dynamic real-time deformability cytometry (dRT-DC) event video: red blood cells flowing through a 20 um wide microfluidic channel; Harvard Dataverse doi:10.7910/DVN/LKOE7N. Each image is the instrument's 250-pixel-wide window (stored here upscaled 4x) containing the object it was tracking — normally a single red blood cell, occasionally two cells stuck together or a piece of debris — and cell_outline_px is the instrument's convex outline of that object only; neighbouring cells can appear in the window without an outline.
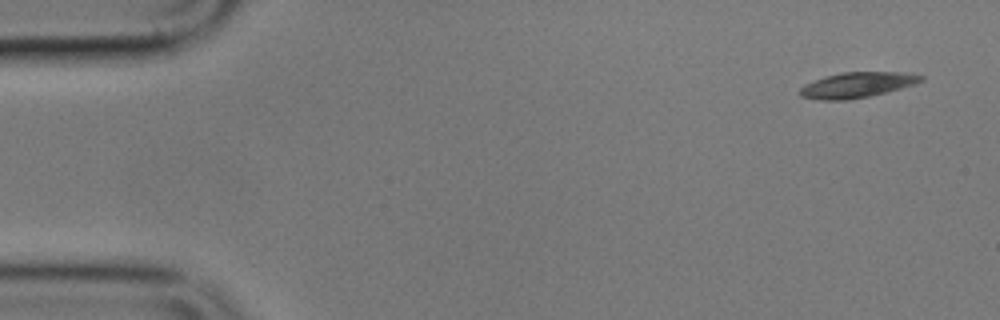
{"species": "common noctule bat (a hibernating species)", "species_latin": "Nyctalus noctula", "temperature_condition": "cold", "stored_images_in_passage": 5, "camera_frame_rate_fps": 3000, "um_per_image_px": 0.085, "animal": {"sex": "male", "body_mass_g": 17.9}, "frame": {"image": 1, "passage_image": 1, "time_ms": 0.0, "image_size_px": [1000, 320], "cell_outline_px": [[924, 80], [916, 84], [868, 96], [848, 100], [820, 100], [800, 96], [800, 88], [804, 84], [840, 72], [896, 72], [924, 76]], "centroid_in_image_um": [72.84, 7.22], "position_along_channel_um": 12.2, "area_um2": 17.63}}
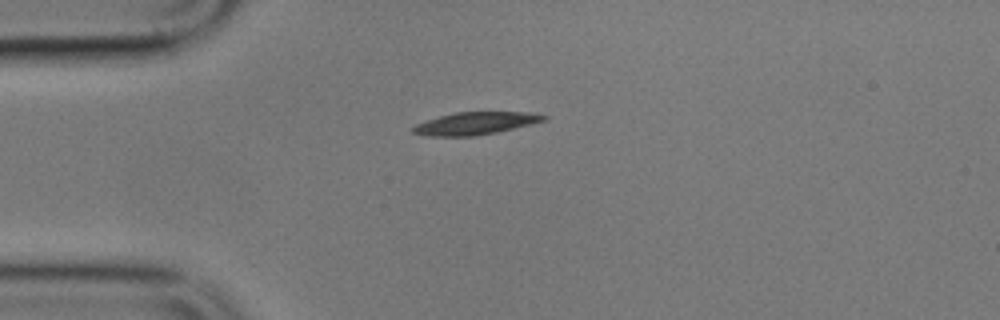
{"frame": {"image": 2, "passage_image": 4, "time_ms": 3.667, "image_size_px": [1000, 320], "cell_outline_px": [[548, 120], [532, 124], [496, 132], [476, 136], [428, 136], [412, 132], [412, 128], [416, 124], [440, 116], [456, 112], [532, 112], [548, 116]], "centroid_in_image_um": [40.46, 10.48], "position_along_channel_um": 44.5, "area_um2": 17.11}}